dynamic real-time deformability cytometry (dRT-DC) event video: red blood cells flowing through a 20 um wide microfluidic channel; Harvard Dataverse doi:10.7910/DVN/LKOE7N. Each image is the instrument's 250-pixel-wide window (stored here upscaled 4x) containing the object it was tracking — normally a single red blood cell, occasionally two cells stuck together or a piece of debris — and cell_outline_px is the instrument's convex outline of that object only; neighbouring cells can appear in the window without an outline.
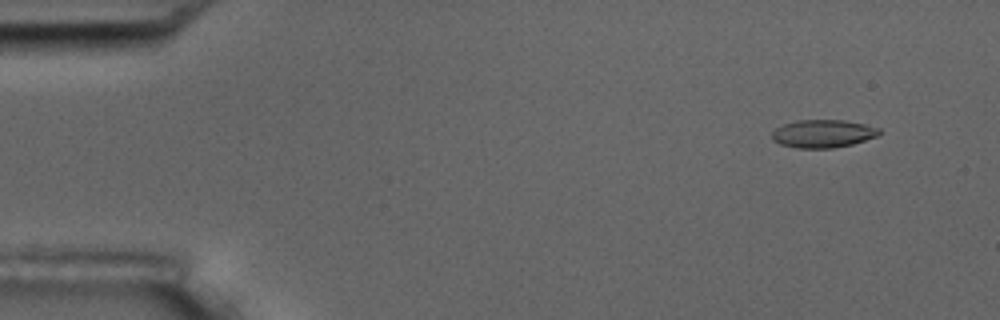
{"species": "common noctule bat (a hibernating species)", "species_latin": "Nyctalus noctula", "temperature_condition": "room temperature", "stored_images_in_passage": 4, "camera_frame_rate_fps": 3000, "um_per_image_px": 0.085, "animal": {"sex": "male", "body_mass_g": 17.5, "forearm_length_mm": 52.3}, "frame": {"image": 1, "passage_image": 1, "time_ms": 0.0, "image_size_px": [1000, 320], "cell_outline_px": [[880, 132], [876, 136], [852, 144], [832, 148], [796, 148], [780, 144], [772, 140], [772, 132], [776, 128], [784, 124], [796, 120], [844, 120], [864, 124], [880, 128]], "centroid_in_image_um": [69.92, 11.36], "position_along_channel_um": 15.1, "area_um2": 17.4}}
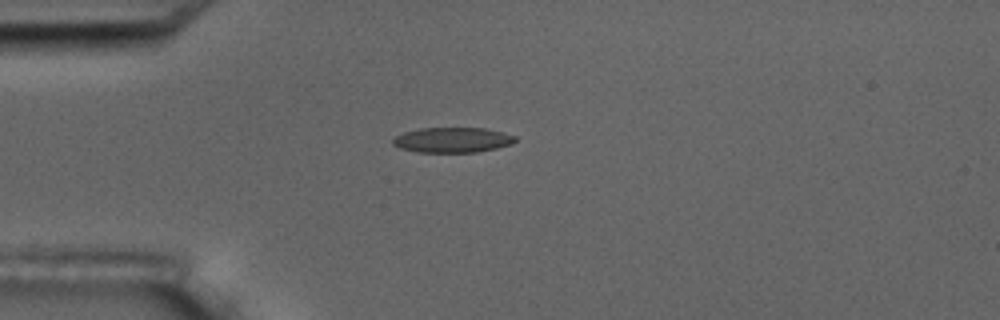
{"frame": {"image": 2, "passage_image": 4, "time_ms": 3.333, "image_size_px": [1000, 320], "cell_outline_px": [[516, 140], [512, 144], [496, 148], [476, 152], [420, 152], [400, 148], [392, 144], [392, 140], [396, 136], [404, 132], [420, 128], [484, 128], [516, 136]], "centroid_in_image_um": [38.45, 11.89], "position_along_channel_um": 46.6, "area_um2": 17.8}}